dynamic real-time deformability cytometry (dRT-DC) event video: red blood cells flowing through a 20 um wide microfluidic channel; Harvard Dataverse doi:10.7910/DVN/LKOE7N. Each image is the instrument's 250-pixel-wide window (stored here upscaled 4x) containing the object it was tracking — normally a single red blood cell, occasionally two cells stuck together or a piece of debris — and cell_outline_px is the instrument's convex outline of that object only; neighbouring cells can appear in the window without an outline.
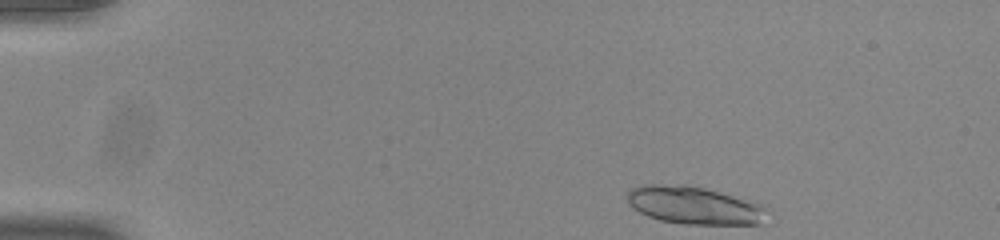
{"species": "common noctule bat (a hibernating species)", "species_latin": "Nyctalus noctula", "temperature_condition": "room temperature", "stored_images_in_passage": 15, "camera_frame_rate_fps": 3000, "um_per_image_px": 0.085, "animal": {"sex": "male", "body_mass_g": 20.0, "forearm_length_mm": 53.3}, "frame": {"image": 1, "passage_image": 1, "time_ms": 0.0, "image_size_px": [1000, 240], "cell_outline_px": [[772, 212], [760, 224], [684, 224], [660, 220], [648, 216], [632, 208], [628, 204], [628, 192], [632, 188], [640, 184], [688, 184], [756, 200], [764, 204]], "centroid_in_image_um": [59.1, 17.44], "position_along_channel_um": 25.9, "area_um2": 31.67}}